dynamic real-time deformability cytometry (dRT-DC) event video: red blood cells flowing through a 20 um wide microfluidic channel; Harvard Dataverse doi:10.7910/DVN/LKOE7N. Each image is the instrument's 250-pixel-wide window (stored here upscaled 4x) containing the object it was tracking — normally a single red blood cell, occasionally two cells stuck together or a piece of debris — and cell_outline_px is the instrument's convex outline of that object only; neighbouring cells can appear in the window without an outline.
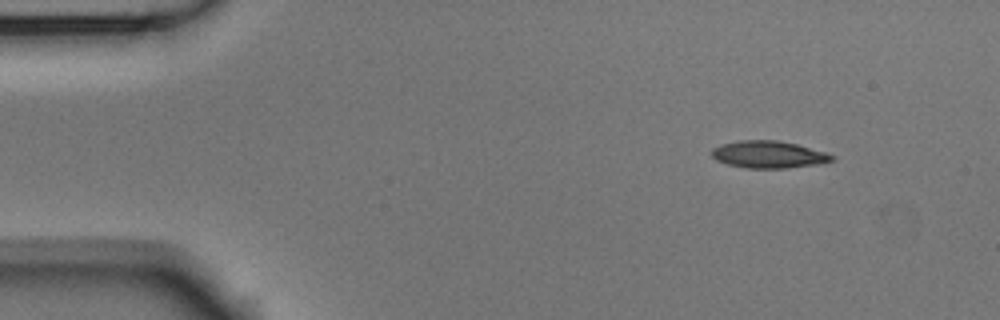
{"species": "Egyptian fruit bat (a non-hibernating species)", "species_latin": "Rousettus aegyptiacus", "temperature_condition": "room temperature", "stored_images_in_passage": 49, "camera_frame_rate_fps": 3000, "um_per_image_px": 0.085, "animal": {"sex": "male"}, "frame": {"image": 1, "passage_image": 1, "time_ms": 0.0, "image_size_px": [1000, 320], "cell_outline_px": [[836, 156], [832, 160], [816, 164], [788, 168], [744, 168], [728, 164], [716, 160], [712, 156], [712, 148], [720, 144], [740, 140], [776, 140], [796, 144], [824, 152]], "centroid_in_image_um": [65.28, 13.13], "position_along_channel_um": 19.7, "area_um2": 18.9}}
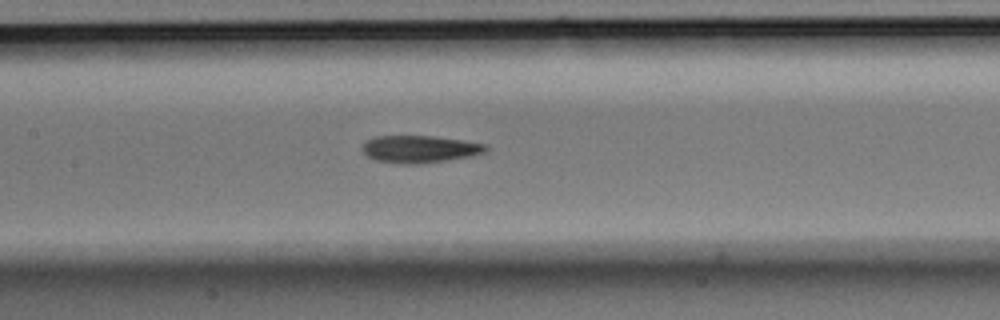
{"frame": {"image": 2, "passage_image": 20, "time_ms": 6.333, "image_size_px": [1000, 320], "cell_outline_px": [[488, 148], [484, 152], [472, 156], [420, 164], [400, 164], [376, 160], [368, 156], [360, 148], [364, 140], [376, 136], [432, 136], [464, 140], [488, 144]], "centroid_in_image_um": [35.66, 12.67], "position_along_channel_um": 171.7, "area_um2": 19.83}}
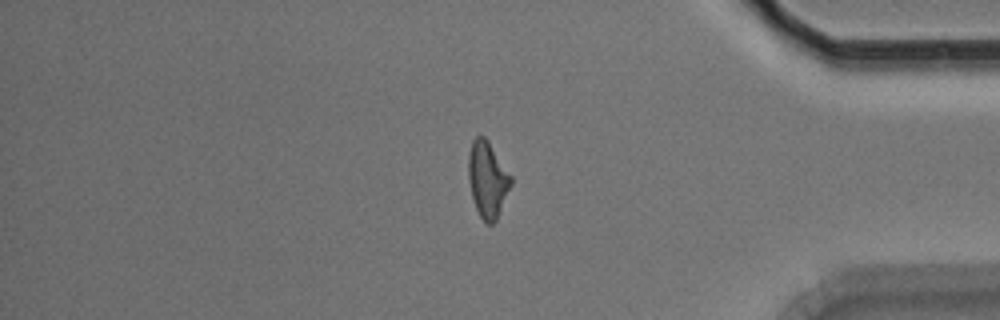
{"frame": {"image": 3, "passage_image": 40, "time_ms": 13.0, "image_size_px": [1000, 320], "cell_outline_px": [[512, 184], [496, 220], [492, 224], [488, 224], [480, 216], [476, 208], [472, 196], [468, 180], [468, 156], [472, 140], [476, 136], [484, 136], [488, 140], [512, 176]], "centroid_in_image_um": [41.44, 15.23], "position_along_channel_um": 393.8, "area_um2": 18.84}, "authors_computed_cell_mechanics": {"area_um2": 19.1318, "velocity_mm_per_s": 3.7252, "shape_relaxation_time_tau1_ms": 5.3955, "shape_relaxation_time_tau2_ms": 3.8473, "deformation_change_tau1": 0.1713, "deformation_change_tau2": 0.1331}}